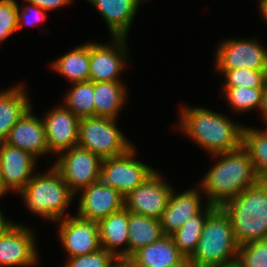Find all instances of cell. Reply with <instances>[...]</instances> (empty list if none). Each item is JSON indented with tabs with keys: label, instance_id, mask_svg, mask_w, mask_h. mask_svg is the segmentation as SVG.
Masks as SVG:
<instances>
[{
	"label": "cell",
	"instance_id": "6da1fadb",
	"mask_svg": "<svg viewBox=\"0 0 267 267\" xmlns=\"http://www.w3.org/2000/svg\"><path fill=\"white\" fill-rule=\"evenodd\" d=\"M213 156L220 159L204 175L199 186L207 197V204L221 207L260 181L248 152L242 146Z\"/></svg>",
	"mask_w": 267,
	"mask_h": 267
},
{
	"label": "cell",
	"instance_id": "7a4b0ae2",
	"mask_svg": "<svg viewBox=\"0 0 267 267\" xmlns=\"http://www.w3.org/2000/svg\"><path fill=\"white\" fill-rule=\"evenodd\" d=\"M178 128L210 154L231 152L242 146V125L206 108L181 107Z\"/></svg>",
	"mask_w": 267,
	"mask_h": 267
},
{
	"label": "cell",
	"instance_id": "3957f363",
	"mask_svg": "<svg viewBox=\"0 0 267 267\" xmlns=\"http://www.w3.org/2000/svg\"><path fill=\"white\" fill-rule=\"evenodd\" d=\"M221 208L230 219L239 246L267 239V181L246 188Z\"/></svg>",
	"mask_w": 267,
	"mask_h": 267
},
{
	"label": "cell",
	"instance_id": "277c9868",
	"mask_svg": "<svg viewBox=\"0 0 267 267\" xmlns=\"http://www.w3.org/2000/svg\"><path fill=\"white\" fill-rule=\"evenodd\" d=\"M238 249L229 217L221 207H216L207 216L190 260L194 267L229 266L236 263Z\"/></svg>",
	"mask_w": 267,
	"mask_h": 267
},
{
	"label": "cell",
	"instance_id": "5b68a950",
	"mask_svg": "<svg viewBox=\"0 0 267 267\" xmlns=\"http://www.w3.org/2000/svg\"><path fill=\"white\" fill-rule=\"evenodd\" d=\"M19 194L29 211L52 222L66 217L65 211L75 196L54 167L45 174L35 173Z\"/></svg>",
	"mask_w": 267,
	"mask_h": 267
},
{
	"label": "cell",
	"instance_id": "8992f818",
	"mask_svg": "<svg viewBox=\"0 0 267 267\" xmlns=\"http://www.w3.org/2000/svg\"><path fill=\"white\" fill-rule=\"evenodd\" d=\"M116 121L99 116L80 119L77 145L102 160L126 153L133 145L116 126Z\"/></svg>",
	"mask_w": 267,
	"mask_h": 267
},
{
	"label": "cell",
	"instance_id": "52a82bcc",
	"mask_svg": "<svg viewBox=\"0 0 267 267\" xmlns=\"http://www.w3.org/2000/svg\"><path fill=\"white\" fill-rule=\"evenodd\" d=\"M136 149L131 147L126 153L102 160L100 181L115 188L124 197L155 171L147 164L134 159Z\"/></svg>",
	"mask_w": 267,
	"mask_h": 267
},
{
	"label": "cell",
	"instance_id": "ba28073f",
	"mask_svg": "<svg viewBox=\"0 0 267 267\" xmlns=\"http://www.w3.org/2000/svg\"><path fill=\"white\" fill-rule=\"evenodd\" d=\"M59 154L52 166L74 194L100 180L102 159L95 153L77 145Z\"/></svg>",
	"mask_w": 267,
	"mask_h": 267
},
{
	"label": "cell",
	"instance_id": "9c48e42d",
	"mask_svg": "<svg viewBox=\"0 0 267 267\" xmlns=\"http://www.w3.org/2000/svg\"><path fill=\"white\" fill-rule=\"evenodd\" d=\"M172 186L158 171L125 196L124 208L131 213L160 219L172 193Z\"/></svg>",
	"mask_w": 267,
	"mask_h": 267
},
{
	"label": "cell",
	"instance_id": "30bf717a",
	"mask_svg": "<svg viewBox=\"0 0 267 267\" xmlns=\"http://www.w3.org/2000/svg\"><path fill=\"white\" fill-rule=\"evenodd\" d=\"M257 39H228L219 44L216 69L267 70V50Z\"/></svg>",
	"mask_w": 267,
	"mask_h": 267
},
{
	"label": "cell",
	"instance_id": "8fae6325",
	"mask_svg": "<svg viewBox=\"0 0 267 267\" xmlns=\"http://www.w3.org/2000/svg\"><path fill=\"white\" fill-rule=\"evenodd\" d=\"M111 45L90 42L89 81H121L119 75L127 64V37H113Z\"/></svg>",
	"mask_w": 267,
	"mask_h": 267
},
{
	"label": "cell",
	"instance_id": "7c38bea8",
	"mask_svg": "<svg viewBox=\"0 0 267 267\" xmlns=\"http://www.w3.org/2000/svg\"><path fill=\"white\" fill-rule=\"evenodd\" d=\"M57 223L59 239L68 253V258L91 254L102 248L97 220L75 215L66 216Z\"/></svg>",
	"mask_w": 267,
	"mask_h": 267
},
{
	"label": "cell",
	"instance_id": "4fadbf2b",
	"mask_svg": "<svg viewBox=\"0 0 267 267\" xmlns=\"http://www.w3.org/2000/svg\"><path fill=\"white\" fill-rule=\"evenodd\" d=\"M34 232L21 224H14L0 235V267H28L38 262Z\"/></svg>",
	"mask_w": 267,
	"mask_h": 267
},
{
	"label": "cell",
	"instance_id": "5bb4252c",
	"mask_svg": "<svg viewBox=\"0 0 267 267\" xmlns=\"http://www.w3.org/2000/svg\"><path fill=\"white\" fill-rule=\"evenodd\" d=\"M77 216L88 220H101L124 209L125 197L102 181L91 183L80 191Z\"/></svg>",
	"mask_w": 267,
	"mask_h": 267
},
{
	"label": "cell",
	"instance_id": "9a60e30c",
	"mask_svg": "<svg viewBox=\"0 0 267 267\" xmlns=\"http://www.w3.org/2000/svg\"><path fill=\"white\" fill-rule=\"evenodd\" d=\"M37 158L31 153L0 142V176L5 190L20 192L32 179Z\"/></svg>",
	"mask_w": 267,
	"mask_h": 267
},
{
	"label": "cell",
	"instance_id": "2e32d148",
	"mask_svg": "<svg viewBox=\"0 0 267 267\" xmlns=\"http://www.w3.org/2000/svg\"><path fill=\"white\" fill-rule=\"evenodd\" d=\"M49 153H61L77 146L80 119L63 105L51 109L42 118Z\"/></svg>",
	"mask_w": 267,
	"mask_h": 267
},
{
	"label": "cell",
	"instance_id": "e0dca14e",
	"mask_svg": "<svg viewBox=\"0 0 267 267\" xmlns=\"http://www.w3.org/2000/svg\"><path fill=\"white\" fill-rule=\"evenodd\" d=\"M199 190L190 188L178 194L174 189L172 190L167 206L159 219L164 235L171 236L189 218L199 214L205 208L202 207L200 200L202 189L199 188Z\"/></svg>",
	"mask_w": 267,
	"mask_h": 267
},
{
	"label": "cell",
	"instance_id": "ac0fdd59",
	"mask_svg": "<svg viewBox=\"0 0 267 267\" xmlns=\"http://www.w3.org/2000/svg\"><path fill=\"white\" fill-rule=\"evenodd\" d=\"M30 108L11 128L6 144L31 153L34 157L48 154L44 122Z\"/></svg>",
	"mask_w": 267,
	"mask_h": 267
},
{
	"label": "cell",
	"instance_id": "d6986e66",
	"mask_svg": "<svg viewBox=\"0 0 267 267\" xmlns=\"http://www.w3.org/2000/svg\"><path fill=\"white\" fill-rule=\"evenodd\" d=\"M100 12L112 37H127L141 0H87Z\"/></svg>",
	"mask_w": 267,
	"mask_h": 267
},
{
	"label": "cell",
	"instance_id": "ffe728a7",
	"mask_svg": "<svg viewBox=\"0 0 267 267\" xmlns=\"http://www.w3.org/2000/svg\"><path fill=\"white\" fill-rule=\"evenodd\" d=\"M129 211L125 208L98 221L101 247L114 257H128ZM122 245L123 250L118 249Z\"/></svg>",
	"mask_w": 267,
	"mask_h": 267
},
{
	"label": "cell",
	"instance_id": "44dd1931",
	"mask_svg": "<svg viewBox=\"0 0 267 267\" xmlns=\"http://www.w3.org/2000/svg\"><path fill=\"white\" fill-rule=\"evenodd\" d=\"M129 258L136 267H170L180 262L184 256L172 237L164 235L158 241L138 249Z\"/></svg>",
	"mask_w": 267,
	"mask_h": 267
},
{
	"label": "cell",
	"instance_id": "7402d4cb",
	"mask_svg": "<svg viewBox=\"0 0 267 267\" xmlns=\"http://www.w3.org/2000/svg\"><path fill=\"white\" fill-rule=\"evenodd\" d=\"M25 86L17 85L0 92V142H4L11 128L31 108Z\"/></svg>",
	"mask_w": 267,
	"mask_h": 267
},
{
	"label": "cell",
	"instance_id": "603a6c76",
	"mask_svg": "<svg viewBox=\"0 0 267 267\" xmlns=\"http://www.w3.org/2000/svg\"><path fill=\"white\" fill-rule=\"evenodd\" d=\"M127 98L122 81L94 82L95 116L116 119Z\"/></svg>",
	"mask_w": 267,
	"mask_h": 267
},
{
	"label": "cell",
	"instance_id": "cb8c5ba5",
	"mask_svg": "<svg viewBox=\"0 0 267 267\" xmlns=\"http://www.w3.org/2000/svg\"><path fill=\"white\" fill-rule=\"evenodd\" d=\"M90 42L78 46L53 61L51 67L70 83L89 81Z\"/></svg>",
	"mask_w": 267,
	"mask_h": 267
},
{
	"label": "cell",
	"instance_id": "d4e9b609",
	"mask_svg": "<svg viewBox=\"0 0 267 267\" xmlns=\"http://www.w3.org/2000/svg\"><path fill=\"white\" fill-rule=\"evenodd\" d=\"M128 232V257L138 249L158 241L164 236L158 219L131 212H129Z\"/></svg>",
	"mask_w": 267,
	"mask_h": 267
},
{
	"label": "cell",
	"instance_id": "484cf974",
	"mask_svg": "<svg viewBox=\"0 0 267 267\" xmlns=\"http://www.w3.org/2000/svg\"><path fill=\"white\" fill-rule=\"evenodd\" d=\"M205 204V208L199 214L189 218L179 230L171 235L174 244L184 257H192L207 216L216 208L214 205Z\"/></svg>",
	"mask_w": 267,
	"mask_h": 267
},
{
	"label": "cell",
	"instance_id": "4316f807",
	"mask_svg": "<svg viewBox=\"0 0 267 267\" xmlns=\"http://www.w3.org/2000/svg\"><path fill=\"white\" fill-rule=\"evenodd\" d=\"M242 147L248 152L260 181H267V131L244 126Z\"/></svg>",
	"mask_w": 267,
	"mask_h": 267
},
{
	"label": "cell",
	"instance_id": "83f0119b",
	"mask_svg": "<svg viewBox=\"0 0 267 267\" xmlns=\"http://www.w3.org/2000/svg\"><path fill=\"white\" fill-rule=\"evenodd\" d=\"M64 100L63 106L79 119L95 116L94 82L73 83Z\"/></svg>",
	"mask_w": 267,
	"mask_h": 267
},
{
	"label": "cell",
	"instance_id": "f1b7e54d",
	"mask_svg": "<svg viewBox=\"0 0 267 267\" xmlns=\"http://www.w3.org/2000/svg\"><path fill=\"white\" fill-rule=\"evenodd\" d=\"M227 103L235 112H249L260 109L264 88L223 87Z\"/></svg>",
	"mask_w": 267,
	"mask_h": 267
},
{
	"label": "cell",
	"instance_id": "f546056e",
	"mask_svg": "<svg viewBox=\"0 0 267 267\" xmlns=\"http://www.w3.org/2000/svg\"><path fill=\"white\" fill-rule=\"evenodd\" d=\"M225 76L223 87L265 88L267 84V70H251L247 68L217 69Z\"/></svg>",
	"mask_w": 267,
	"mask_h": 267
},
{
	"label": "cell",
	"instance_id": "4dcf8cb0",
	"mask_svg": "<svg viewBox=\"0 0 267 267\" xmlns=\"http://www.w3.org/2000/svg\"><path fill=\"white\" fill-rule=\"evenodd\" d=\"M236 264L238 267H267V239L240 245Z\"/></svg>",
	"mask_w": 267,
	"mask_h": 267
},
{
	"label": "cell",
	"instance_id": "1f68e13d",
	"mask_svg": "<svg viewBox=\"0 0 267 267\" xmlns=\"http://www.w3.org/2000/svg\"><path fill=\"white\" fill-rule=\"evenodd\" d=\"M17 10L16 0H0V43L18 30Z\"/></svg>",
	"mask_w": 267,
	"mask_h": 267
},
{
	"label": "cell",
	"instance_id": "d6a6232c",
	"mask_svg": "<svg viewBox=\"0 0 267 267\" xmlns=\"http://www.w3.org/2000/svg\"><path fill=\"white\" fill-rule=\"evenodd\" d=\"M114 256L106 249L86 255L68 258L65 267H108Z\"/></svg>",
	"mask_w": 267,
	"mask_h": 267
},
{
	"label": "cell",
	"instance_id": "836d02e7",
	"mask_svg": "<svg viewBox=\"0 0 267 267\" xmlns=\"http://www.w3.org/2000/svg\"><path fill=\"white\" fill-rule=\"evenodd\" d=\"M27 4L29 5L24 6V8L23 7L20 8V6L18 5V10H17L18 30L23 27V23L28 26L29 25L34 26L42 21H45L47 18V11L31 3ZM20 9H22L21 12Z\"/></svg>",
	"mask_w": 267,
	"mask_h": 267
},
{
	"label": "cell",
	"instance_id": "e575fe53",
	"mask_svg": "<svg viewBox=\"0 0 267 267\" xmlns=\"http://www.w3.org/2000/svg\"><path fill=\"white\" fill-rule=\"evenodd\" d=\"M73 0H24L23 2L31 3L42 8L45 11L60 8L71 3Z\"/></svg>",
	"mask_w": 267,
	"mask_h": 267
},
{
	"label": "cell",
	"instance_id": "d590c367",
	"mask_svg": "<svg viewBox=\"0 0 267 267\" xmlns=\"http://www.w3.org/2000/svg\"><path fill=\"white\" fill-rule=\"evenodd\" d=\"M108 267H136L129 257H115Z\"/></svg>",
	"mask_w": 267,
	"mask_h": 267
},
{
	"label": "cell",
	"instance_id": "8d00e7d4",
	"mask_svg": "<svg viewBox=\"0 0 267 267\" xmlns=\"http://www.w3.org/2000/svg\"><path fill=\"white\" fill-rule=\"evenodd\" d=\"M259 111L262 113V121L264 120V123H267V84L264 88L262 103Z\"/></svg>",
	"mask_w": 267,
	"mask_h": 267
},
{
	"label": "cell",
	"instance_id": "74e56055",
	"mask_svg": "<svg viewBox=\"0 0 267 267\" xmlns=\"http://www.w3.org/2000/svg\"><path fill=\"white\" fill-rule=\"evenodd\" d=\"M14 224V222L6 220L5 217H3L2 212L0 211V235L4 234Z\"/></svg>",
	"mask_w": 267,
	"mask_h": 267
},
{
	"label": "cell",
	"instance_id": "f35d334b",
	"mask_svg": "<svg viewBox=\"0 0 267 267\" xmlns=\"http://www.w3.org/2000/svg\"><path fill=\"white\" fill-rule=\"evenodd\" d=\"M259 11L262 14L263 19L267 21V0H259Z\"/></svg>",
	"mask_w": 267,
	"mask_h": 267
},
{
	"label": "cell",
	"instance_id": "ab89813d",
	"mask_svg": "<svg viewBox=\"0 0 267 267\" xmlns=\"http://www.w3.org/2000/svg\"><path fill=\"white\" fill-rule=\"evenodd\" d=\"M170 267H194L190 258L184 257L180 262L170 266Z\"/></svg>",
	"mask_w": 267,
	"mask_h": 267
},
{
	"label": "cell",
	"instance_id": "60d3db41",
	"mask_svg": "<svg viewBox=\"0 0 267 267\" xmlns=\"http://www.w3.org/2000/svg\"><path fill=\"white\" fill-rule=\"evenodd\" d=\"M5 193L7 194V191L5 190L4 186L2 185L1 176H0V197L5 195Z\"/></svg>",
	"mask_w": 267,
	"mask_h": 267
},
{
	"label": "cell",
	"instance_id": "b9f144b4",
	"mask_svg": "<svg viewBox=\"0 0 267 267\" xmlns=\"http://www.w3.org/2000/svg\"><path fill=\"white\" fill-rule=\"evenodd\" d=\"M223 267H238V265L235 263V264H233V265L223 266Z\"/></svg>",
	"mask_w": 267,
	"mask_h": 267
}]
</instances>
